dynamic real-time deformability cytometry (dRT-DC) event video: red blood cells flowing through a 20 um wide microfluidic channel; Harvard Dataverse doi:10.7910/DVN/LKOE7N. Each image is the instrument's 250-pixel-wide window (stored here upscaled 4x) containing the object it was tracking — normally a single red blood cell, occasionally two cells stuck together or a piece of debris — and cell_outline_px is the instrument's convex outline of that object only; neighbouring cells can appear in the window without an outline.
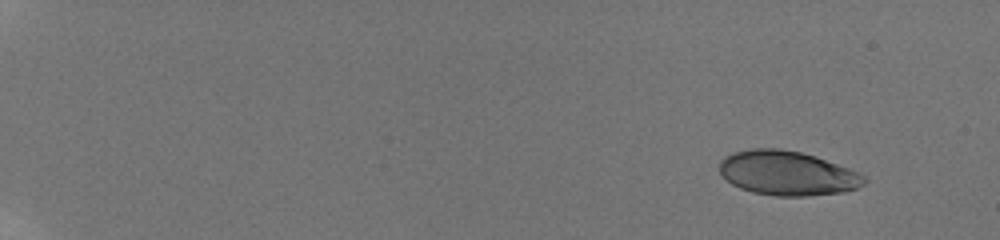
{"species": "human", "species_latin": "Homo sapiens", "temperature_condition": "room temperature", "stored_images_in_passage": 28, "camera_frame_rate_fps": 3000, "um_per_image_px": 0.085, "donor": {"sex": "male"}, "frame": {"image": 1, "passage_image": 1, "time_ms": 0.0, "image_size_px": [1000, 240], "cell_outline_px": [[868, 180], [864, 184], [856, 188], [844, 192], [808, 196], [776, 196], [752, 192], [740, 188], [732, 184], [720, 172], [720, 160], [724, 156], [736, 152], [752, 148], [780, 148], [800, 152], [860, 172]], "centroid_in_image_um": [66.93, 14.73], "position_along_channel_um": 18.1, "area_um2": 37.28}}
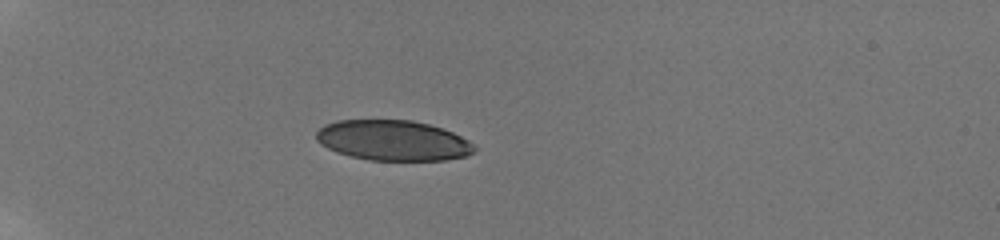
{"frame": {"image": 2, "passage_image": 22, "time_ms": 4.667, "image_size_px": [1000, 240], "cell_outline_px": [[476, 152], [468, 156], [444, 160], [368, 160], [336, 152], [320, 144], [316, 140], [316, 132], [324, 124], [336, 120], [412, 120], [428, 124], [452, 132], [468, 140], [476, 148]], "centroid_in_image_um": [33.4, 11.94], "position_along_channel_um": 51.6, "area_um2": 37.22}}